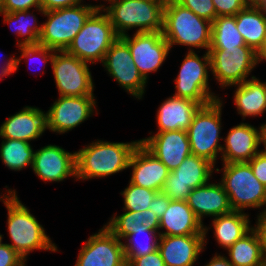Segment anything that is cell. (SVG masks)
Instances as JSON below:
<instances>
[{"mask_svg":"<svg viewBox=\"0 0 266 266\" xmlns=\"http://www.w3.org/2000/svg\"><path fill=\"white\" fill-rule=\"evenodd\" d=\"M15 189H7L0 195V201L7 209V230L10 245L27 262V257L34 250L58 252V247L46 234L45 228L31 214L29 208L22 204Z\"/></svg>","mask_w":266,"mask_h":266,"instance_id":"cell-1","label":"cell"},{"mask_svg":"<svg viewBox=\"0 0 266 266\" xmlns=\"http://www.w3.org/2000/svg\"><path fill=\"white\" fill-rule=\"evenodd\" d=\"M140 140L110 142L96 140L75 151L76 181L107 178L128 169L133 151Z\"/></svg>","mask_w":266,"mask_h":266,"instance_id":"cell-2","label":"cell"},{"mask_svg":"<svg viewBox=\"0 0 266 266\" xmlns=\"http://www.w3.org/2000/svg\"><path fill=\"white\" fill-rule=\"evenodd\" d=\"M163 37L170 49L174 45L205 49L211 45L212 22L200 18L176 0H166L164 6Z\"/></svg>","mask_w":266,"mask_h":266,"instance_id":"cell-3","label":"cell"},{"mask_svg":"<svg viewBox=\"0 0 266 266\" xmlns=\"http://www.w3.org/2000/svg\"><path fill=\"white\" fill-rule=\"evenodd\" d=\"M166 0H108L99 7L108 15L118 37L135 32H162Z\"/></svg>","mask_w":266,"mask_h":266,"instance_id":"cell-4","label":"cell"},{"mask_svg":"<svg viewBox=\"0 0 266 266\" xmlns=\"http://www.w3.org/2000/svg\"><path fill=\"white\" fill-rule=\"evenodd\" d=\"M223 168H215V171L223 172L219 181L228 195L233 211H242L252 208L265 207L266 211V187L253 175L248 162L222 163Z\"/></svg>","mask_w":266,"mask_h":266,"instance_id":"cell-5","label":"cell"},{"mask_svg":"<svg viewBox=\"0 0 266 266\" xmlns=\"http://www.w3.org/2000/svg\"><path fill=\"white\" fill-rule=\"evenodd\" d=\"M45 11L47 20L42 23L39 45L55 51H63L72 43L88 17L99 5L83 4Z\"/></svg>","mask_w":266,"mask_h":266,"instance_id":"cell-6","label":"cell"},{"mask_svg":"<svg viewBox=\"0 0 266 266\" xmlns=\"http://www.w3.org/2000/svg\"><path fill=\"white\" fill-rule=\"evenodd\" d=\"M223 100H216L206 106H201L194 114L192 123L188 127L187 135L191 146V154L202 157L212 164H216L217 156L222 152L219 144L223 137L222 129Z\"/></svg>","mask_w":266,"mask_h":266,"instance_id":"cell-7","label":"cell"},{"mask_svg":"<svg viewBox=\"0 0 266 266\" xmlns=\"http://www.w3.org/2000/svg\"><path fill=\"white\" fill-rule=\"evenodd\" d=\"M117 38L108 15L98 7L85 21L66 51L87 63H102Z\"/></svg>","mask_w":266,"mask_h":266,"instance_id":"cell-8","label":"cell"},{"mask_svg":"<svg viewBox=\"0 0 266 266\" xmlns=\"http://www.w3.org/2000/svg\"><path fill=\"white\" fill-rule=\"evenodd\" d=\"M196 51H188L182 61L175 82V93L173 96L187 98L206 106L221 97L211 92L209 87V72H211L210 56L205 54L199 56Z\"/></svg>","mask_w":266,"mask_h":266,"instance_id":"cell-9","label":"cell"},{"mask_svg":"<svg viewBox=\"0 0 266 266\" xmlns=\"http://www.w3.org/2000/svg\"><path fill=\"white\" fill-rule=\"evenodd\" d=\"M208 53L211 73L222 89L241 84L258 65L256 52L249 46L210 48Z\"/></svg>","mask_w":266,"mask_h":266,"instance_id":"cell-10","label":"cell"},{"mask_svg":"<svg viewBox=\"0 0 266 266\" xmlns=\"http://www.w3.org/2000/svg\"><path fill=\"white\" fill-rule=\"evenodd\" d=\"M59 96H94V82L87 62L69 54L55 51L50 64Z\"/></svg>","mask_w":266,"mask_h":266,"instance_id":"cell-11","label":"cell"},{"mask_svg":"<svg viewBox=\"0 0 266 266\" xmlns=\"http://www.w3.org/2000/svg\"><path fill=\"white\" fill-rule=\"evenodd\" d=\"M215 168L208 160L190 154L177 169L169 172L161 192L171 200L186 201L191 190L210 182Z\"/></svg>","mask_w":266,"mask_h":266,"instance_id":"cell-12","label":"cell"},{"mask_svg":"<svg viewBox=\"0 0 266 266\" xmlns=\"http://www.w3.org/2000/svg\"><path fill=\"white\" fill-rule=\"evenodd\" d=\"M102 66L127 93L138 100L143 98L147 82L134 64L128 44L121 37L106 52Z\"/></svg>","mask_w":266,"mask_h":266,"instance_id":"cell-13","label":"cell"},{"mask_svg":"<svg viewBox=\"0 0 266 266\" xmlns=\"http://www.w3.org/2000/svg\"><path fill=\"white\" fill-rule=\"evenodd\" d=\"M121 38L128 44L134 64L143 79L148 83L149 74L157 72L165 62L170 46L162 32H135Z\"/></svg>","mask_w":266,"mask_h":266,"instance_id":"cell-14","label":"cell"},{"mask_svg":"<svg viewBox=\"0 0 266 266\" xmlns=\"http://www.w3.org/2000/svg\"><path fill=\"white\" fill-rule=\"evenodd\" d=\"M96 103L95 96H59L46 112L47 130L57 134L71 131L92 117Z\"/></svg>","mask_w":266,"mask_h":266,"instance_id":"cell-15","label":"cell"},{"mask_svg":"<svg viewBox=\"0 0 266 266\" xmlns=\"http://www.w3.org/2000/svg\"><path fill=\"white\" fill-rule=\"evenodd\" d=\"M122 242L104 225L83 244L74 266H127Z\"/></svg>","mask_w":266,"mask_h":266,"instance_id":"cell-16","label":"cell"},{"mask_svg":"<svg viewBox=\"0 0 266 266\" xmlns=\"http://www.w3.org/2000/svg\"><path fill=\"white\" fill-rule=\"evenodd\" d=\"M31 168L45 183L76 178L75 152H68L55 144L46 145L35 150Z\"/></svg>","mask_w":266,"mask_h":266,"instance_id":"cell-17","label":"cell"},{"mask_svg":"<svg viewBox=\"0 0 266 266\" xmlns=\"http://www.w3.org/2000/svg\"><path fill=\"white\" fill-rule=\"evenodd\" d=\"M140 143L171 172L191 154V146L186 130L156 133L140 139Z\"/></svg>","mask_w":266,"mask_h":266,"instance_id":"cell-18","label":"cell"},{"mask_svg":"<svg viewBox=\"0 0 266 266\" xmlns=\"http://www.w3.org/2000/svg\"><path fill=\"white\" fill-rule=\"evenodd\" d=\"M209 229L204 226L205 235L160 236L158 250L165 266H193L208 243Z\"/></svg>","mask_w":266,"mask_h":266,"instance_id":"cell-19","label":"cell"},{"mask_svg":"<svg viewBox=\"0 0 266 266\" xmlns=\"http://www.w3.org/2000/svg\"><path fill=\"white\" fill-rule=\"evenodd\" d=\"M128 168L132 170L130 183L157 192H161L170 172L141 143L133 151Z\"/></svg>","mask_w":266,"mask_h":266,"instance_id":"cell-20","label":"cell"},{"mask_svg":"<svg viewBox=\"0 0 266 266\" xmlns=\"http://www.w3.org/2000/svg\"><path fill=\"white\" fill-rule=\"evenodd\" d=\"M224 139L221 152L222 163L249 162L261 149L259 127L249 123L233 126Z\"/></svg>","mask_w":266,"mask_h":266,"instance_id":"cell-21","label":"cell"},{"mask_svg":"<svg viewBox=\"0 0 266 266\" xmlns=\"http://www.w3.org/2000/svg\"><path fill=\"white\" fill-rule=\"evenodd\" d=\"M46 130V112L38 107L25 106L1 124L0 137L31 142L41 137Z\"/></svg>","mask_w":266,"mask_h":266,"instance_id":"cell-22","label":"cell"},{"mask_svg":"<svg viewBox=\"0 0 266 266\" xmlns=\"http://www.w3.org/2000/svg\"><path fill=\"white\" fill-rule=\"evenodd\" d=\"M196 217L203 223L205 217H218L231 213L229 198L222 184L210 183L191 190L186 200Z\"/></svg>","mask_w":266,"mask_h":266,"instance_id":"cell-23","label":"cell"},{"mask_svg":"<svg viewBox=\"0 0 266 266\" xmlns=\"http://www.w3.org/2000/svg\"><path fill=\"white\" fill-rule=\"evenodd\" d=\"M165 229L166 231H160ZM160 236L205 235L204 224L196 217L186 201L170 200L160 218Z\"/></svg>","mask_w":266,"mask_h":266,"instance_id":"cell-24","label":"cell"},{"mask_svg":"<svg viewBox=\"0 0 266 266\" xmlns=\"http://www.w3.org/2000/svg\"><path fill=\"white\" fill-rule=\"evenodd\" d=\"M201 107L197 102L176 96L166 98L156 115L158 132L187 130L194 114Z\"/></svg>","mask_w":266,"mask_h":266,"instance_id":"cell-25","label":"cell"},{"mask_svg":"<svg viewBox=\"0 0 266 266\" xmlns=\"http://www.w3.org/2000/svg\"><path fill=\"white\" fill-rule=\"evenodd\" d=\"M234 91L233 101L238 114L246 117H257L266 111V82H261L256 76L246 79Z\"/></svg>","mask_w":266,"mask_h":266,"instance_id":"cell-26","label":"cell"},{"mask_svg":"<svg viewBox=\"0 0 266 266\" xmlns=\"http://www.w3.org/2000/svg\"><path fill=\"white\" fill-rule=\"evenodd\" d=\"M250 224L249 214L242 211H232L213 218L211 226L216 242L221 248L227 250L253 228Z\"/></svg>","mask_w":266,"mask_h":266,"instance_id":"cell-27","label":"cell"},{"mask_svg":"<svg viewBox=\"0 0 266 266\" xmlns=\"http://www.w3.org/2000/svg\"><path fill=\"white\" fill-rule=\"evenodd\" d=\"M233 266H265L266 256L258 230L253 228L228 249Z\"/></svg>","mask_w":266,"mask_h":266,"instance_id":"cell-28","label":"cell"},{"mask_svg":"<svg viewBox=\"0 0 266 266\" xmlns=\"http://www.w3.org/2000/svg\"><path fill=\"white\" fill-rule=\"evenodd\" d=\"M236 27L247 46L255 52L261 47L266 34V16L251 1L236 15Z\"/></svg>","mask_w":266,"mask_h":266,"instance_id":"cell-29","label":"cell"},{"mask_svg":"<svg viewBox=\"0 0 266 266\" xmlns=\"http://www.w3.org/2000/svg\"><path fill=\"white\" fill-rule=\"evenodd\" d=\"M140 225L151 230L159 231L160 219L153 210L125 211L121 215L113 214L105 226L119 239L123 240L127 235L136 230Z\"/></svg>","mask_w":266,"mask_h":266,"instance_id":"cell-30","label":"cell"},{"mask_svg":"<svg viewBox=\"0 0 266 266\" xmlns=\"http://www.w3.org/2000/svg\"><path fill=\"white\" fill-rule=\"evenodd\" d=\"M3 15L4 24L9 25L10 30L20 37L16 46L38 45L41 35L42 23L38 24L36 15L30 10L15 12H0ZM24 38V39H22Z\"/></svg>","mask_w":266,"mask_h":266,"instance_id":"cell-31","label":"cell"},{"mask_svg":"<svg viewBox=\"0 0 266 266\" xmlns=\"http://www.w3.org/2000/svg\"><path fill=\"white\" fill-rule=\"evenodd\" d=\"M0 159L10 170L20 171L32 167L34 152L30 142L14 139H2Z\"/></svg>","mask_w":266,"mask_h":266,"instance_id":"cell-32","label":"cell"},{"mask_svg":"<svg viewBox=\"0 0 266 266\" xmlns=\"http://www.w3.org/2000/svg\"><path fill=\"white\" fill-rule=\"evenodd\" d=\"M247 46L236 27L235 16H219L212 22L210 48H235Z\"/></svg>","mask_w":266,"mask_h":266,"instance_id":"cell-33","label":"cell"},{"mask_svg":"<svg viewBox=\"0 0 266 266\" xmlns=\"http://www.w3.org/2000/svg\"><path fill=\"white\" fill-rule=\"evenodd\" d=\"M146 236V242L142 236ZM149 238V239H148ZM160 234L159 231H154L146 226L140 225L136 230L127 235L123 243L124 256L128 264L133 258L150 254L158 249Z\"/></svg>","mask_w":266,"mask_h":266,"instance_id":"cell-34","label":"cell"},{"mask_svg":"<svg viewBox=\"0 0 266 266\" xmlns=\"http://www.w3.org/2000/svg\"><path fill=\"white\" fill-rule=\"evenodd\" d=\"M158 192L140 187L129 182V185L120 192L123 196L125 211H143L149 209V205Z\"/></svg>","mask_w":266,"mask_h":266,"instance_id":"cell-35","label":"cell"},{"mask_svg":"<svg viewBox=\"0 0 266 266\" xmlns=\"http://www.w3.org/2000/svg\"><path fill=\"white\" fill-rule=\"evenodd\" d=\"M20 50V57H16V71L18 70V66L21 63L22 59H27L25 62H28V60H38L42 63L47 64L49 61L50 64L53 60L55 50H52L46 46L42 45H29V46H19L18 48ZM43 64V65H44Z\"/></svg>","mask_w":266,"mask_h":266,"instance_id":"cell-36","label":"cell"},{"mask_svg":"<svg viewBox=\"0 0 266 266\" xmlns=\"http://www.w3.org/2000/svg\"><path fill=\"white\" fill-rule=\"evenodd\" d=\"M182 6L193 11L197 16L213 22L216 18L215 6L212 0H176Z\"/></svg>","mask_w":266,"mask_h":266,"instance_id":"cell-37","label":"cell"},{"mask_svg":"<svg viewBox=\"0 0 266 266\" xmlns=\"http://www.w3.org/2000/svg\"><path fill=\"white\" fill-rule=\"evenodd\" d=\"M216 17L219 16H235L239 11L243 10L251 0H212Z\"/></svg>","mask_w":266,"mask_h":266,"instance_id":"cell-38","label":"cell"},{"mask_svg":"<svg viewBox=\"0 0 266 266\" xmlns=\"http://www.w3.org/2000/svg\"><path fill=\"white\" fill-rule=\"evenodd\" d=\"M38 11L41 14H44V10L41 6V0H4L2 11L3 12H15V11H26L31 10Z\"/></svg>","mask_w":266,"mask_h":266,"instance_id":"cell-39","label":"cell"},{"mask_svg":"<svg viewBox=\"0 0 266 266\" xmlns=\"http://www.w3.org/2000/svg\"><path fill=\"white\" fill-rule=\"evenodd\" d=\"M25 259L7 243L0 244V266H26Z\"/></svg>","mask_w":266,"mask_h":266,"instance_id":"cell-40","label":"cell"},{"mask_svg":"<svg viewBox=\"0 0 266 266\" xmlns=\"http://www.w3.org/2000/svg\"><path fill=\"white\" fill-rule=\"evenodd\" d=\"M248 163L253 175L266 187V151L260 150Z\"/></svg>","mask_w":266,"mask_h":266,"instance_id":"cell-41","label":"cell"},{"mask_svg":"<svg viewBox=\"0 0 266 266\" xmlns=\"http://www.w3.org/2000/svg\"><path fill=\"white\" fill-rule=\"evenodd\" d=\"M127 266H165L160 251L133 258Z\"/></svg>","mask_w":266,"mask_h":266,"instance_id":"cell-42","label":"cell"},{"mask_svg":"<svg viewBox=\"0 0 266 266\" xmlns=\"http://www.w3.org/2000/svg\"><path fill=\"white\" fill-rule=\"evenodd\" d=\"M170 200L171 199L169 196L163 194L162 192H158L154 196L153 200L151 201V204L148 207L150 210H153L155 215L160 219L168 208Z\"/></svg>","mask_w":266,"mask_h":266,"instance_id":"cell-43","label":"cell"},{"mask_svg":"<svg viewBox=\"0 0 266 266\" xmlns=\"http://www.w3.org/2000/svg\"><path fill=\"white\" fill-rule=\"evenodd\" d=\"M82 2L83 0H41V6L44 11H52L72 7Z\"/></svg>","mask_w":266,"mask_h":266,"instance_id":"cell-44","label":"cell"},{"mask_svg":"<svg viewBox=\"0 0 266 266\" xmlns=\"http://www.w3.org/2000/svg\"><path fill=\"white\" fill-rule=\"evenodd\" d=\"M258 214L259 215H257V221L255 222L256 224H254V227L258 230L260 234L264 253L266 256V211H262Z\"/></svg>","mask_w":266,"mask_h":266,"instance_id":"cell-45","label":"cell"},{"mask_svg":"<svg viewBox=\"0 0 266 266\" xmlns=\"http://www.w3.org/2000/svg\"><path fill=\"white\" fill-rule=\"evenodd\" d=\"M8 58L4 62V64L0 66V80L16 72V55L14 54L13 56Z\"/></svg>","mask_w":266,"mask_h":266,"instance_id":"cell-46","label":"cell"},{"mask_svg":"<svg viewBox=\"0 0 266 266\" xmlns=\"http://www.w3.org/2000/svg\"><path fill=\"white\" fill-rule=\"evenodd\" d=\"M204 266H233V265L230 263L229 259L226 256L215 253L214 257L212 256L210 261Z\"/></svg>","mask_w":266,"mask_h":266,"instance_id":"cell-47","label":"cell"},{"mask_svg":"<svg viewBox=\"0 0 266 266\" xmlns=\"http://www.w3.org/2000/svg\"><path fill=\"white\" fill-rule=\"evenodd\" d=\"M256 57L258 64L262 61H266V34L261 44V47L256 51Z\"/></svg>","mask_w":266,"mask_h":266,"instance_id":"cell-48","label":"cell"},{"mask_svg":"<svg viewBox=\"0 0 266 266\" xmlns=\"http://www.w3.org/2000/svg\"><path fill=\"white\" fill-rule=\"evenodd\" d=\"M259 138H260V145L264 146L263 151H266V123L261 124L259 127Z\"/></svg>","mask_w":266,"mask_h":266,"instance_id":"cell-49","label":"cell"},{"mask_svg":"<svg viewBox=\"0 0 266 266\" xmlns=\"http://www.w3.org/2000/svg\"><path fill=\"white\" fill-rule=\"evenodd\" d=\"M266 16V0H251Z\"/></svg>","mask_w":266,"mask_h":266,"instance_id":"cell-50","label":"cell"},{"mask_svg":"<svg viewBox=\"0 0 266 266\" xmlns=\"http://www.w3.org/2000/svg\"><path fill=\"white\" fill-rule=\"evenodd\" d=\"M3 2L4 0H0V12L2 11Z\"/></svg>","mask_w":266,"mask_h":266,"instance_id":"cell-51","label":"cell"},{"mask_svg":"<svg viewBox=\"0 0 266 266\" xmlns=\"http://www.w3.org/2000/svg\"><path fill=\"white\" fill-rule=\"evenodd\" d=\"M3 236H4V235H1V234H0V244L2 243Z\"/></svg>","mask_w":266,"mask_h":266,"instance_id":"cell-52","label":"cell"}]
</instances>
